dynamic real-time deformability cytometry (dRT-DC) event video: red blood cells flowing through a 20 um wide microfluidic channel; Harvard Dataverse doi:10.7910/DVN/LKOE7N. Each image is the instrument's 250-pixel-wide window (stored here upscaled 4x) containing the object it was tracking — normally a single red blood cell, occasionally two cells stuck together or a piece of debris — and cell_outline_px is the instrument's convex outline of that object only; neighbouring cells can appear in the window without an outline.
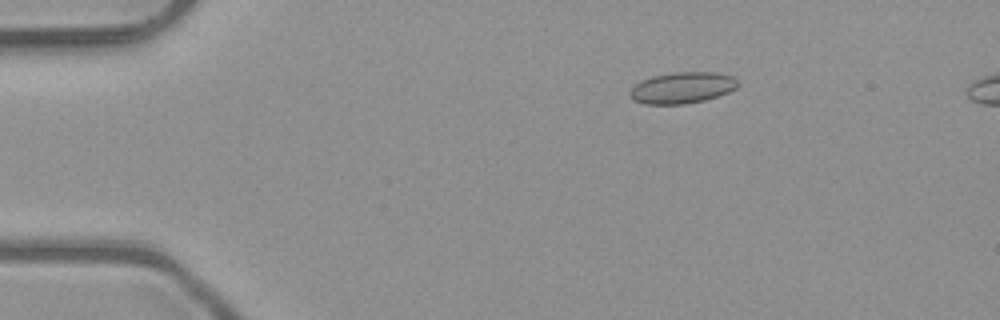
{"species": "common noctule bat (a hibernating species)", "species_latin": "Nyctalus noctula", "temperature_condition": "room temperature", "stored_images_in_passage": 6, "camera_frame_rate_fps": 3000, "um_per_image_px": 0.085, "animal": {"sex": "male", "body_mass_g": 23.1, "forearm_length_mm": 52.7}, "frame": {"image": 1, "passage_image": 3, "time_ms": 0.667, "image_size_px": [1000, 320], "cell_outline_px": [[740, 84], [736, 88], [728, 92], [704, 100], [684, 104], [644, 104], [632, 100], [628, 96], [628, 92], [640, 80], [652, 76], [672, 72], [716, 72], [732, 76]], "centroid_in_image_um": [57.95, 7.45], "position_along_channel_um": 27.1, "area_um2": 19.83}}